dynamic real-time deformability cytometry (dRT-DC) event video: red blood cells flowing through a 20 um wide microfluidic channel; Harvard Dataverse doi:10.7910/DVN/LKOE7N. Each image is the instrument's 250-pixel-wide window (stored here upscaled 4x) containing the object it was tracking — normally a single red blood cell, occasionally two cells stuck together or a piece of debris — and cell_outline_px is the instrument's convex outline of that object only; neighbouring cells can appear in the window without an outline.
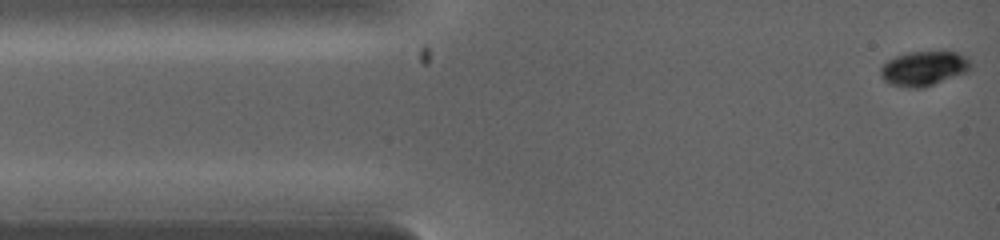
{"species": "common noctule bat (a hibernating species)", "species_latin": "Nyctalus noctula", "temperature_condition": "warm", "stored_images_in_passage": 5, "camera_frame_rate_fps": 5000, "um_per_image_px": 0.085, "animal": {"sex": "female", "body_mass_g": 19.0, "forearm_length_mm": 53.3}, "frame": {"image": 1, "passage_image": 1, "time_ms": 0.0, "image_size_px": [1000, 240], "cell_outline_px": [[968, 68], [964, 72], [932, 84], [920, 88], [912, 88], [892, 84], [884, 80], [880, 72], [880, 68], [888, 60], [896, 56], [912, 52], [956, 52], [968, 60]], "centroid_in_image_um": [78.44, 5.81], "position_along_channel_um": 6.6, "area_um2": 17.28}}